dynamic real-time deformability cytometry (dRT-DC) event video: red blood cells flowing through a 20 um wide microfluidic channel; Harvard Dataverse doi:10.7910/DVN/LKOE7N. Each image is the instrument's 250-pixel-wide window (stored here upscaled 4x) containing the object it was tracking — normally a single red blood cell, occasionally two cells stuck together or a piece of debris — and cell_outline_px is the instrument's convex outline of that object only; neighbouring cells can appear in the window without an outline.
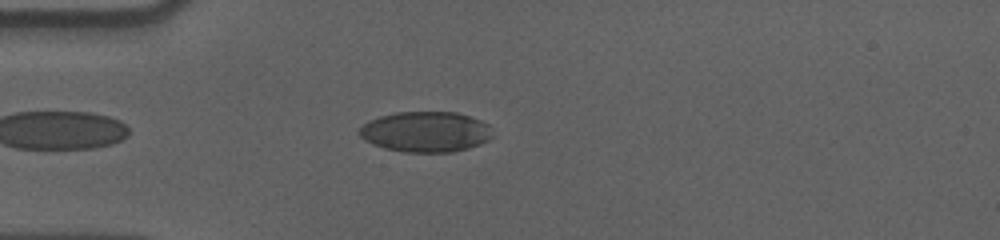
{"species": "human", "species_latin": "Homo sapiens", "temperature_condition": "cold", "stored_images_in_passage": 31, "camera_frame_rate_fps": 3000, "um_per_image_px": 0.085, "donor": {"sex": "male"}, "frame": {"image": 1, "passage_image": 5, "time_ms": 1.333, "image_size_px": [1000, 240], "cell_outline_px": [[492, 136], [488, 140], [480, 144], [468, 148], [452, 152], [404, 152], [384, 148], [372, 144], [364, 140], [360, 136], [360, 128], [368, 120], [380, 116], [396, 112], [456, 112], [480, 120], [488, 124]], "centroid_in_image_um": [36.16, 11.2], "position_along_channel_um": 48.8, "area_um2": 31.39}}
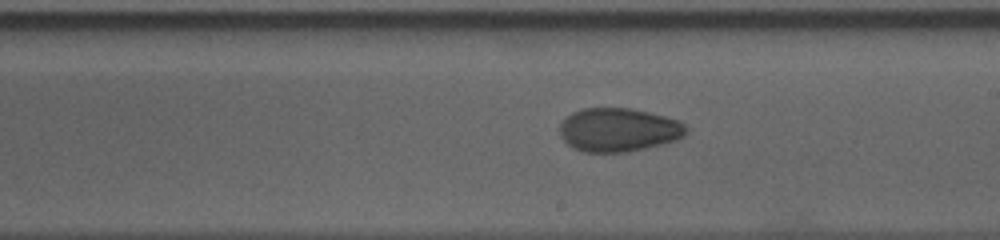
{"frame": {"image": 2, "passage_image": 18, "time_ms": 5.667, "image_size_px": [1000, 240], "cell_outline_px": [[688, 132], [684, 136], [676, 140], [628, 152], [584, 152], [572, 148], [560, 136], [560, 124], [572, 112], [580, 108], [632, 108], [680, 120], [688, 128]], "centroid_in_image_um": [52.58, 11.03], "position_along_channel_um": 236.4, "area_um2": 32.25}}
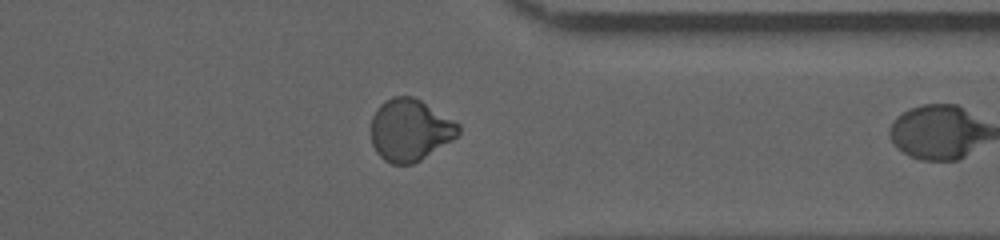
{"frame": {"image": 3, "passage_image": 30, "time_ms": 9.667, "image_size_px": [1000, 240], "cell_outline_px": [[460, 132], [452, 140], [420, 160], [412, 164], [392, 164], [384, 160], [376, 152], [372, 144], [372, 116], [380, 104], [384, 100], [392, 96], [412, 96], [420, 100], [460, 124]], "centroid_in_image_um": [34.83, 11.05], "position_along_channel_um": 376.6, "area_um2": 31.39}}